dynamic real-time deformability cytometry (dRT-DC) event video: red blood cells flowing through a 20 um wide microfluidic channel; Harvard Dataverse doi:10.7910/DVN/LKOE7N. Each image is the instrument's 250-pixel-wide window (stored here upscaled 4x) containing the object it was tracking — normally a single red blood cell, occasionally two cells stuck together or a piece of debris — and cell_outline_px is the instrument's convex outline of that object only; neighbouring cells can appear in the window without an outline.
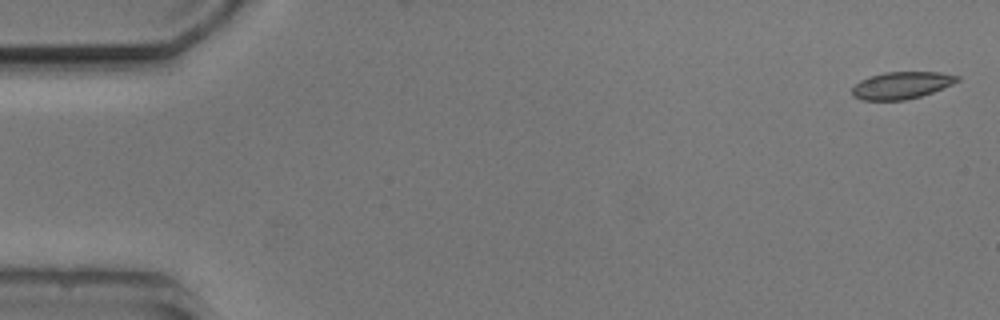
{"species": "common noctule bat (a hibernating species)", "species_latin": "Nyctalus noctula", "temperature_condition": "cold", "stored_images_in_passage": 6, "camera_frame_rate_fps": 3000, "um_per_image_px": 0.085, "animal": {"sex": "male", "body_mass_g": 20.5, "forearm_length_mm": 52.5}, "frame": {"image": 1, "passage_image": 1, "time_ms": 0.0, "image_size_px": [1000, 320], "cell_outline_px": [[960, 80], [952, 84], [932, 92], [920, 96], [904, 100], [860, 100], [852, 96], [852, 88], [860, 80], [884, 72], [940, 72], [960, 76]], "centroid_in_image_um": [76.62, 7.25], "position_along_channel_um": 8.4, "area_um2": 16.53}}
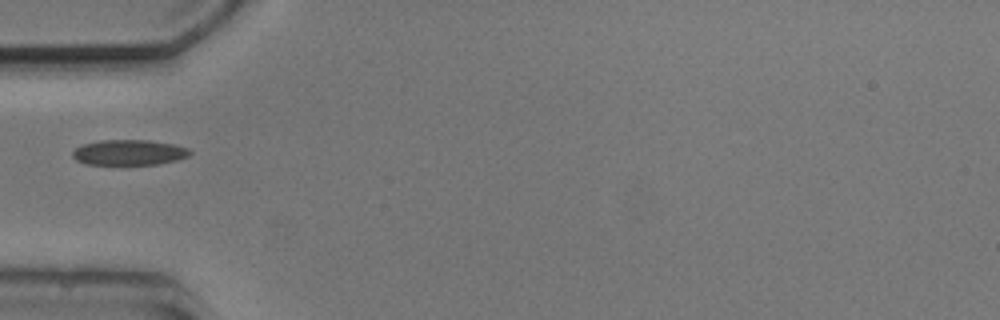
{"frame": {"image": 2, "passage_image": 5, "time_ms": 5.333, "image_size_px": [1000, 320], "cell_outline_px": [[192, 152], [188, 156], [176, 160], [160, 164], [84, 164], [76, 160], [72, 156], [72, 152], [76, 148], [84, 144], [100, 140], [148, 140], [172, 144], [188, 148]], "centroid_in_image_um": [10.96, 12.96], "position_along_channel_um": 74.0, "area_um2": 17.28}}